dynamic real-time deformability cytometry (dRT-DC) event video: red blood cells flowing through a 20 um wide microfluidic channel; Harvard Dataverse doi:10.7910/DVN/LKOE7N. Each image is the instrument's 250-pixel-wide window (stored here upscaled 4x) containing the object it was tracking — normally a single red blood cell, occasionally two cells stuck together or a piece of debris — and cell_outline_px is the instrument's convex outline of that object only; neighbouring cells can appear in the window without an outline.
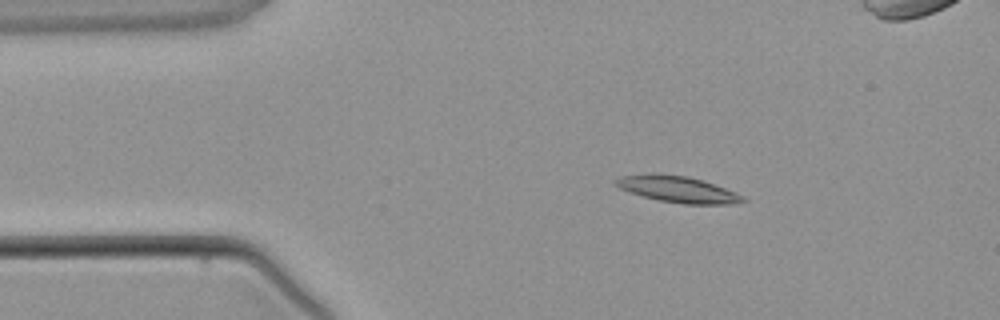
{"species": "common noctule bat (a hibernating species)", "species_latin": "Nyctalus noctula", "temperature_condition": "warm", "stored_images_in_passage": 4, "camera_frame_rate_fps": 3000, "um_per_image_px": 0.085, "animal": {"sex": "male", "body_mass_g": 21.5, "forearm_length_mm": 52.0}, "frame": {"image": 1, "passage_image": 2, "time_ms": 1.333, "image_size_px": [1000, 320], "cell_outline_px": [[748, 200], [732, 204], [684, 204], [660, 200], [644, 196], [620, 188], [612, 184], [612, 180], [620, 176], [660, 172], [688, 176], [736, 192], [744, 196]], "centroid_in_image_um": [57.57, 16.07], "position_along_channel_um": 27.4, "area_um2": 19.54}}